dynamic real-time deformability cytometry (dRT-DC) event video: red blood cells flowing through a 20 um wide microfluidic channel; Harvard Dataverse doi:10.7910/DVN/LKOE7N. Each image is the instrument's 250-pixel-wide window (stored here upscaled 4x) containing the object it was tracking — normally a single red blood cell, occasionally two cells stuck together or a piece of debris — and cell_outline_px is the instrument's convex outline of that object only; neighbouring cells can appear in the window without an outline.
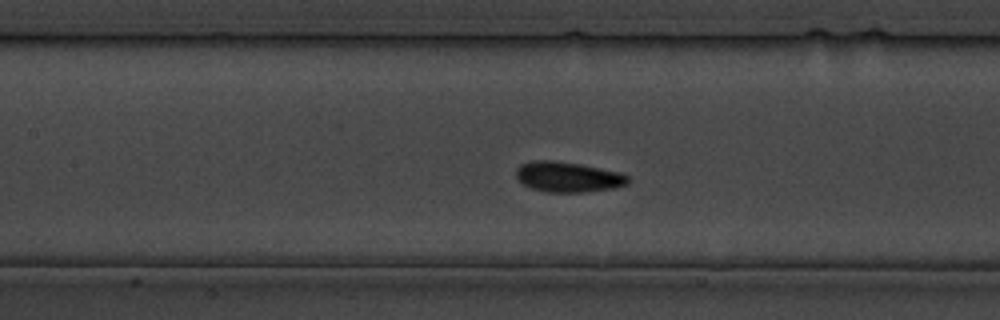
{"species": "common noctule bat (a hibernating species)", "species_latin": "Nyctalus noctula", "temperature_condition": "cold", "stored_images_in_passage": 26, "camera_frame_rate_fps": 3000, "um_per_image_px": 0.085, "animal": {"sex": "male", "body_mass_g": 19.5, "forearm_length_mm": 54.6}, "frame": {"image": 1, "passage_image": 15, "time_ms": 16.667, "image_size_px": [1000, 320], "cell_outline_px": [[628, 184], [612, 188], [584, 192], [548, 192], [532, 188], [524, 184], [516, 176], [516, 168], [520, 164], [532, 160], [552, 160], [580, 164], [620, 172], [628, 176]], "centroid_in_image_um": [48.26, 15.03], "position_along_channel_um": 159.1, "area_um2": 19.65}}
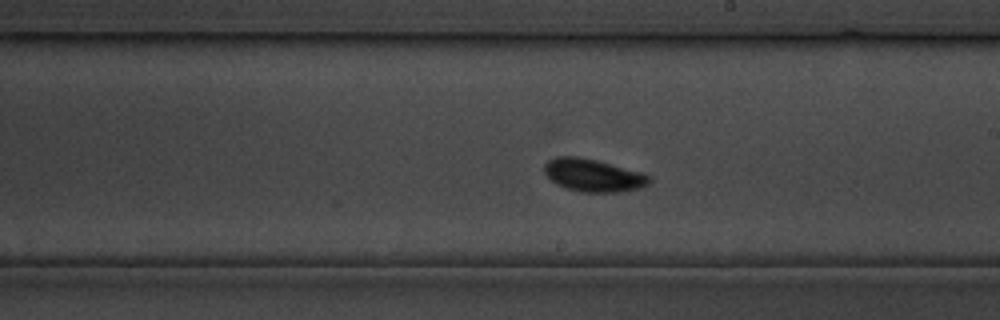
{"frame": {"image": 2, "passage_image": 19, "time_ms": 22.0, "image_size_px": [1000, 320], "cell_outline_px": [[652, 180], [648, 184], [640, 188], [620, 192], [580, 192], [556, 184], [544, 172], [544, 164], [548, 160], [556, 156], [576, 156], [596, 160], [640, 172], [648, 176]], "centroid_in_image_um": [50.4, 14.9], "position_along_channel_um": 238.6, "area_um2": 19.83}}